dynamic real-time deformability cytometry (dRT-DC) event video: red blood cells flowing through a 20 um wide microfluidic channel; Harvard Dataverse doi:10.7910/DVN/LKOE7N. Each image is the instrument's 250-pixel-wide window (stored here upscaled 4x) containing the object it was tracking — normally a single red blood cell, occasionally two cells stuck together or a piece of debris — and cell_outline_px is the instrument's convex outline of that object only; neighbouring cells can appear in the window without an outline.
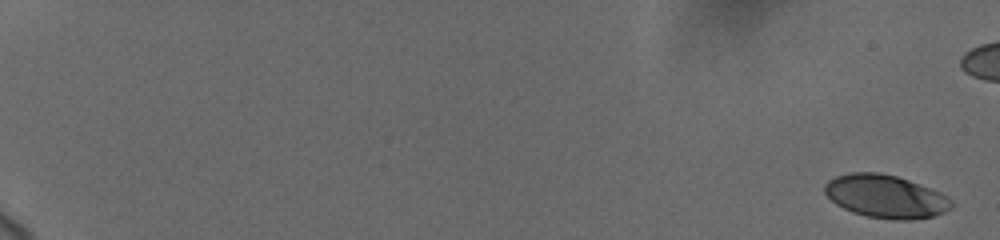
{"species": "human", "species_latin": "Homo sapiens", "temperature_condition": "cold", "stored_images_in_passage": 22, "camera_frame_rate_fps": 3000, "um_per_image_px": 0.085, "donor": {"sex": "female"}, "frame": {"image": 1, "passage_image": 1, "time_ms": 0.0, "image_size_px": [1000, 240], "cell_outline_px": [[952, 208], [944, 212], [932, 216], [908, 220], [892, 220], [868, 216], [852, 212], [836, 204], [824, 192], [824, 184], [828, 180], [836, 176], [848, 172], [880, 172], [896, 176], [908, 180], [940, 192], [952, 200]], "centroid_in_image_um": [75.26, 16.69], "position_along_channel_um": 9.7, "area_um2": 31.73}}
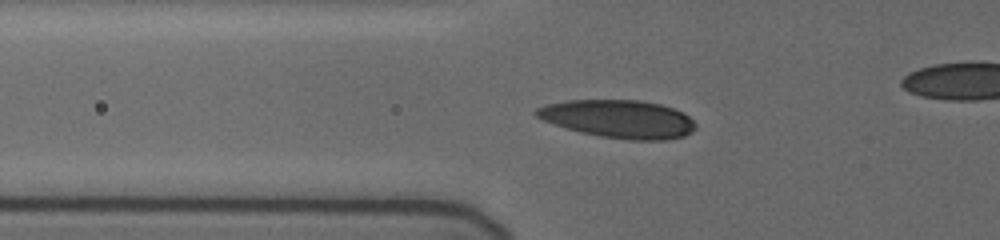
{"frame": {"image": 2, "passage_image": 19, "time_ms": 7.667, "image_size_px": [1000, 240], "cell_outline_px": [[696, 128], [692, 132], [684, 136], [664, 140], [632, 140], [600, 136], [580, 132], [544, 120], [536, 116], [532, 112], [536, 108], [544, 104], [568, 100], [640, 100], [660, 104], [672, 108], [688, 116], [696, 124]], "centroid_in_image_um": [52.57, 10.1], "position_along_channel_um": 73.2, "area_um2": 35.14}}